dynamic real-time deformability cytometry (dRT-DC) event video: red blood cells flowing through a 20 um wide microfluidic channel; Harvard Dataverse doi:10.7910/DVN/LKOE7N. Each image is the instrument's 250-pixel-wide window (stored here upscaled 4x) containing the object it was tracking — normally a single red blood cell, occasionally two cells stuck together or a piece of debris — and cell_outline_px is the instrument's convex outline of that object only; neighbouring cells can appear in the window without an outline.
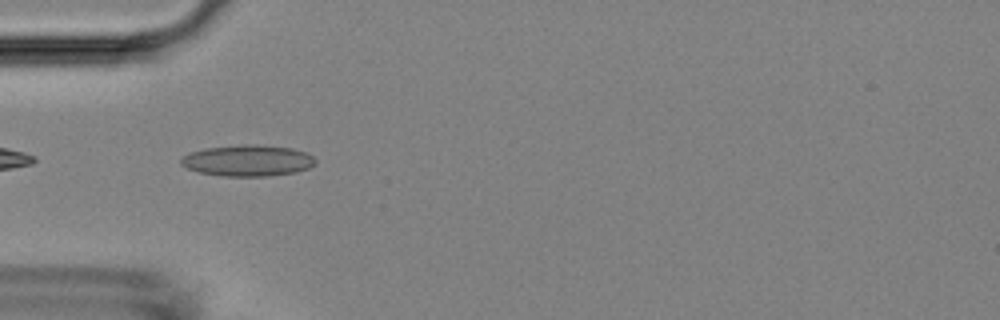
{"species": "Egyptian fruit bat (a non-hibernating species)", "species_latin": "Rousettus aegyptiacus", "temperature_condition": "room temperature", "stored_images_in_passage": 39, "camera_frame_rate_fps": 3000, "um_per_image_px": 0.085, "animal": {"sex": "female"}, "frame": {"image": 1, "passage_image": 2, "time_ms": 0.333, "image_size_px": [1000, 320], "cell_outline_px": [[316, 160], [308, 168], [296, 172], [268, 176], [220, 176], [200, 172], [188, 168], [180, 164], [180, 160], [188, 152], [204, 148], [244, 144], [256, 144], [292, 148], [308, 152]], "centroid_in_image_um": [21.04, 13.64], "position_along_channel_um": 64.0, "area_um2": 24.57}}
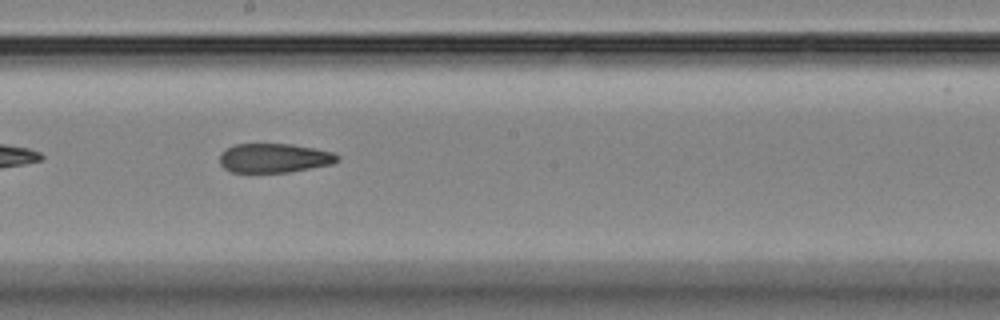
{"frame": {"image": 2, "passage_image": 15, "time_ms": 4.667, "image_size_px": [1000, 320], "cell_outline_px": [[340, 160], [332, 164], [288, 172], [232, 172], [224, 168], [220, 164], [220, 152], [236, 144], [292, 144], [332, 152], [340, 156]], "centroid_in_image_um": [23.31, 13.43], "position_along_channel_um": 224.9, "area_um2": 19.94}}
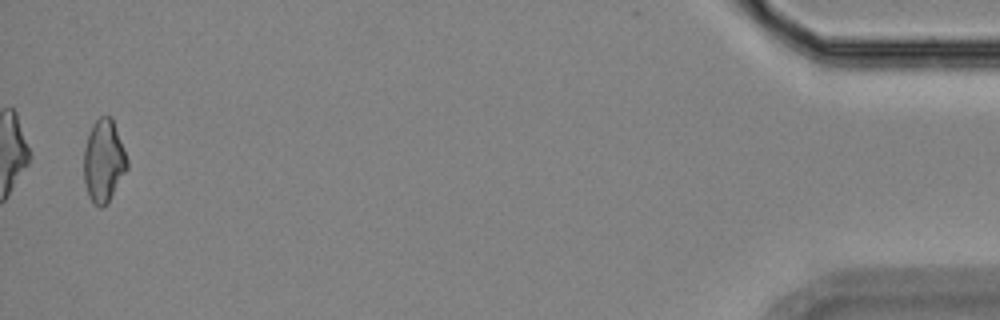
{"frame": {"image": 3, "passage_image": 38, "time_ms": 12.333, "image_size_px": [1000, 320], "cell_outline_px": [[128, 168], [108, 204], [100, 208], [92, 204], [88, 196], [84, 184], [84, 148], [88, 132], [92, 124], [100, 116], [112, 116], [128, 160]], "centroid_in_image_um": [8.81, 13.71], "position_along_channel_um": 426.4, "area_um2": 21.27}, "authors_computed_cell_mechanics": {"area_um2": 20.9814, "velocity_mm_per_s": 3.7287, "shape_relaxation_time_tau1_ms": null, "shape_relaxation_time_tau2_ms": 4.9979, "deformation_change_tau1": null, "deformation_change_tau2": 0.1377}}